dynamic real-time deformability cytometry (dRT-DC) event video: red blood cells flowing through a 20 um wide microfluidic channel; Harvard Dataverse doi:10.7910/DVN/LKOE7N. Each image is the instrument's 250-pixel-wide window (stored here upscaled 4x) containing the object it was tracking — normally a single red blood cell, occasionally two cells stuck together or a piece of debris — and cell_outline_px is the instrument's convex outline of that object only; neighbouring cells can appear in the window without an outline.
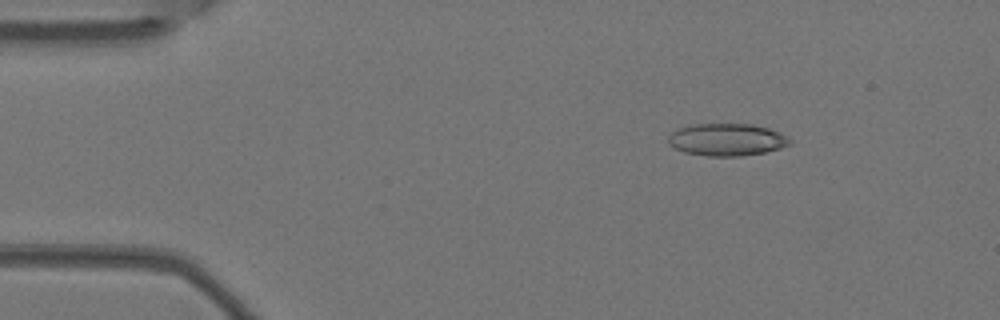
{"species": "Egyptian fruit bat (a non-hibernating species)", "species_latin": "Rousettus aegyptiacus", "temperature_condition": "warm", "stored_images_in_passage": 3, "camera_frame_rate_fps": 3000, "um_per_image_px": 0.085, "animal": {"sex": "female"}, "frame": {"image": 1, "passage_image": 1, "time_ms": 0.0, "image_size_px": [1000, 320], "cell_outline_px": [[792, 140], [788, 144], [780, 148], [764, 152], [740, 156], [708, 156], [684, 152], [668, 144], [668, 136], [672, 132], [688, 124], [752, 124], [768, 128], [780, 132], [788, 136]], "centroid_in_image_um": [61.77, 11.86], "position_along_channel_um": 23.2, "area_um2": 22.89}}